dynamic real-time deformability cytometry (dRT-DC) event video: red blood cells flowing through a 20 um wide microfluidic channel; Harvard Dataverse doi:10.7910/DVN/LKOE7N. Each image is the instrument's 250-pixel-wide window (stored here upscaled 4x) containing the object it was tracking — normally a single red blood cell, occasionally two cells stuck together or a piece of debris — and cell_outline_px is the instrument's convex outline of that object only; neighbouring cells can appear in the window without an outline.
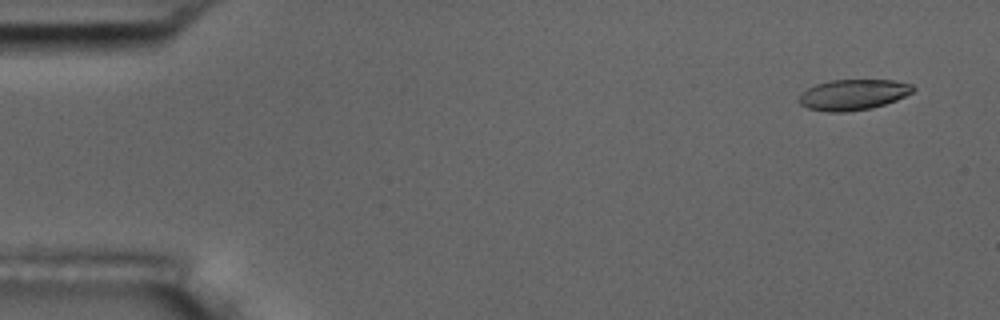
{"species": "common noctule bat (a hibernating species)", "species_latin": "Nyctalus noctula", "temperature_condition": "room temperature", "stored_images_in_passage": 2, "camera_frame_rate_fps": 3000, "um_per_image_px": 0.085, "animal": {"sex": "male", "body_mass_g": 17.5, "forearm_length_mm": 52.3}, "frame": {"image": 1, "passage_image": 1, "time_ms": 0.0, "image_size_px": [1000, 320], "cell_outline_px": [[916, 88], [912, 92], [896, 100], [872, 108], [844, 112], [828, 112], [808, 108], [800, 104], [796, 100], [808, 88], [816, 84], [832, 80], [892, 80], [912, 84]], "centroid_in_image_um": [72.51, 8.05], "position_along_channel_um": 12.5, "area_um2": 20.29}}